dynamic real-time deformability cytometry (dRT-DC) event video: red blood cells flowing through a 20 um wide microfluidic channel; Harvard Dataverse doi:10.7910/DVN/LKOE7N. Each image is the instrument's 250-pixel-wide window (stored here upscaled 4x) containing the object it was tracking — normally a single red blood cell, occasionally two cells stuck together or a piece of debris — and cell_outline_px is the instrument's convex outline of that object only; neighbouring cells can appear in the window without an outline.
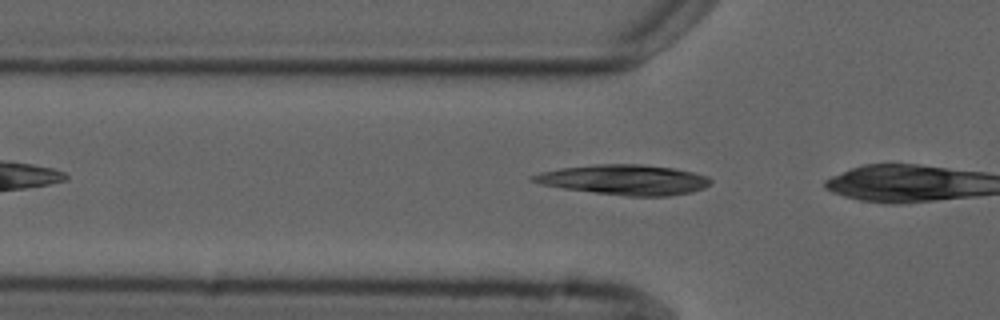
{"species": "common noctule bat (a hibernating species)", "species_latin": "Nyctalus noctula", "temperature_condition": "cold", "stored_images_in_passage": 2, "camera_frame_rate_fps": 3000, "um_per_image_px": 0.085, "animal": {"sex": "male", "forearm_length_mm": 52.5}, "frame": {"image": 1, "passage_image": 2, "time_ms": 1.333, "image_size_px": [1000, 320], "cell_outline_px": [[712, 180], [704, 188], [692, 192], [668, 196], [628, 196], [564, 188], [540, 184], [528, 180], [528, 176], [540, 172], [560, 168], [596, 164], [640, 164], [672, 168], [692, 172], [708, 176]], "centroid_in_image_um": [53.03, 15.27], "position_along_channel_um": 72.8, "area_um2": 31.04}}